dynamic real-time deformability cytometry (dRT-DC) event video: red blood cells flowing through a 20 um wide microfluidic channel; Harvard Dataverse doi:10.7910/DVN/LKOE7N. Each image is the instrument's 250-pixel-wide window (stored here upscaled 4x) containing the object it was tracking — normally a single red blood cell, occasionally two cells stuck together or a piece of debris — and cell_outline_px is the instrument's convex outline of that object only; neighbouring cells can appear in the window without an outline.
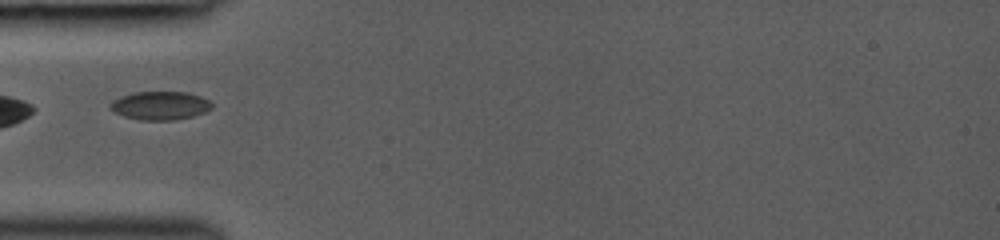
{"species": "common noctule bat (a hibernating species)", "species_latin": "Nyctalus noctula", "temperature_condition": "room temperature", "stored_images_in_passage": 6, "camera_frame_rate_fps": 3000, "um_per_image_px": 0.085, "animal": {"sex": "female", "body_mass_g": 19.0, "forearm_length_mm": 53.3}, "frame": {"image": 1, "passage_image": 5, "time_ms": 4.0, "image_size_px": [1000, 240], "cell_outline_px": [[212, 108], [204, 112], [192, 116], [176, 120], [140, 120], [124, 116], [112, 112], [108, 108], [108, 104], [120, 96], [132, 92], [184, 92], [200, 96], [208, 100], [212, 104]], "centroid_in_image_um": [13.55, 8.98], "position_along_channel_um": 71.4, "area_um2": 16.94}}